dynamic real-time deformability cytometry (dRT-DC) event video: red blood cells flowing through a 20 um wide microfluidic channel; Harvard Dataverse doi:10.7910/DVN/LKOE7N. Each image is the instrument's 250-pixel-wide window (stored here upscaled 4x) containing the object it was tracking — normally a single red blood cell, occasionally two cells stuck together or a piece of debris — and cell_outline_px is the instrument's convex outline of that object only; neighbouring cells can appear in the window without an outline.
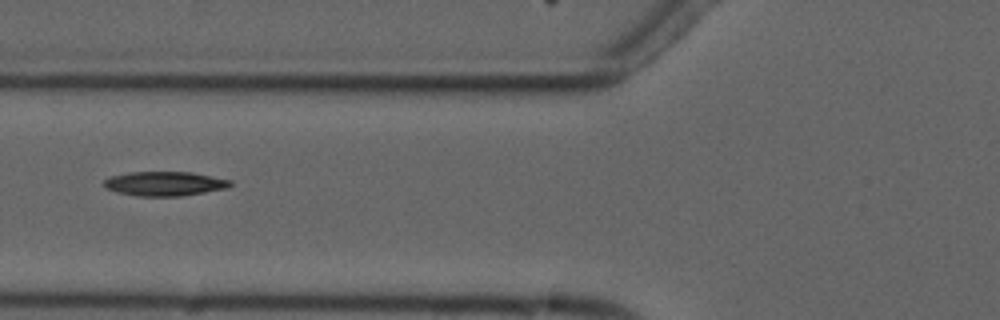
{"species": "common noctule bat (a hibernating species)", "species_latin": "Nyctalus noctula", "temperature_condition": "cold", "stored_images_in_passage": 7, "camera_frame_rate_fps": 3000, "um_per_image_px": 0.085, "animal": {"sex": "male", "forearm_length_mm": 52.5}, "frame": {"image": 1, "passage_image": 7, "time_ms": 6.667, "image_size_px": [1000, 320], "cell_outline_px": [[232, 184], [228, 188], [180, 196], [136, 196], [116, 192], [104, 188], [104, 180], [108, 176], [128, 172], [192, 172], [232, 180]], "centroid_in_image_um": [13.96, 15.61], "position_along_channel_um": 111.8, "area_um2": 18.09}}